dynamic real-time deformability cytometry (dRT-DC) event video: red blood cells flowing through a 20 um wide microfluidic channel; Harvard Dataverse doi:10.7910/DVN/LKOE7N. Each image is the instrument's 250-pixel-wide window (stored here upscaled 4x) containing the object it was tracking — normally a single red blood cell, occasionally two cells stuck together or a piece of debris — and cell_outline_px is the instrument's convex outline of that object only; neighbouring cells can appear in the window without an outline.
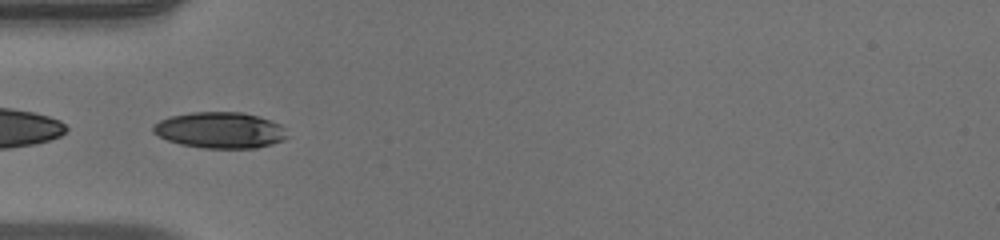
{"species": "human", "species_latin": "Homo sapiens", "temperature_condition": "warm", "stored_images_in_passage": 36, "camera_frame_rate_fps": 3000, "um_per_image_px": 0.085, "donor": {"sex": "male"}, "frame": {"image": 1, "passage_image": 1, "time_ms": 0.0, "image_size_px": [1000, 240], "cell_outline_px": [[288, 136], [284, 140], [272, 144], [256, 148], [204, 148], [180, 144], [168, 140], [152, 132], [152, 124], [168, 116], [192, 112], [244, 112], [280, 124], [284, 128]], "centroid_in_image_um": [18.68, 11.06], "position_along_channel_um": 66.3, "area_um2": 28.26}}
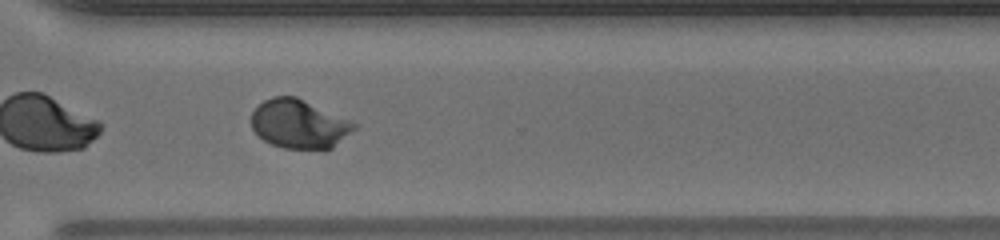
{"frame": {"image": 2, "passage_image": 22, "time_ms": 7.0, "image_size_px": [1000, 240], "cell_outline_px": [[356, 128], [332, 148], [284, 148], [272, 144], [264, 140], [252, 128], [252, 112], [264, 100], [272, 96], [296, 96], [352, 120], [356, 124]], "centroid_in_image_um": [25.44, 10.51], "position_along_channel_um": 345.2, "area_um2": 29.02}}
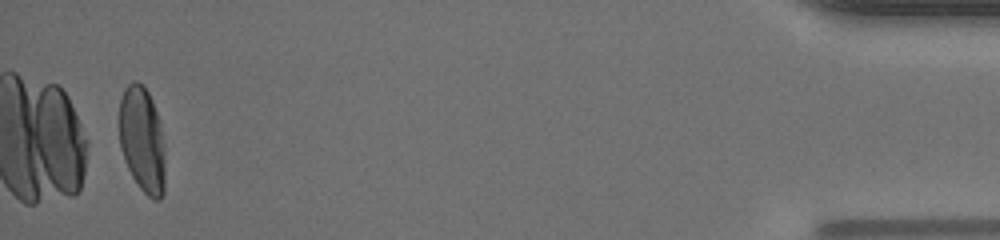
{"frame": {"image": 3, "passage_image": 34, "time_ms": 11.0, "image_size_px": [1000, 240], "cell_outline_px": [[164, 192], [160, 200], [152, 200], [140, 188], [132, 176], [124, 160], [120, 148], [120, 100], [124, 88], [132, 80], [136, 80], [148, 92], [152, 100], [156, 112], [160, 128], [164, 148]], "centroid_in_image_um": [12.08, 11.91], "position_along_channel_um": 423.1, "area_um2": 28.09}, "authors_computed_cell_mechanics": {"area_um2": 28.4087, "velocity_mm_per_s": 3.9939, "shape_relaxation_time_tau1_ms": 2.8133, "shape_relaxation_time_tau2_ms": null, "deformation_change_tau1": 0.182, "deformation_change_tau2": null}}